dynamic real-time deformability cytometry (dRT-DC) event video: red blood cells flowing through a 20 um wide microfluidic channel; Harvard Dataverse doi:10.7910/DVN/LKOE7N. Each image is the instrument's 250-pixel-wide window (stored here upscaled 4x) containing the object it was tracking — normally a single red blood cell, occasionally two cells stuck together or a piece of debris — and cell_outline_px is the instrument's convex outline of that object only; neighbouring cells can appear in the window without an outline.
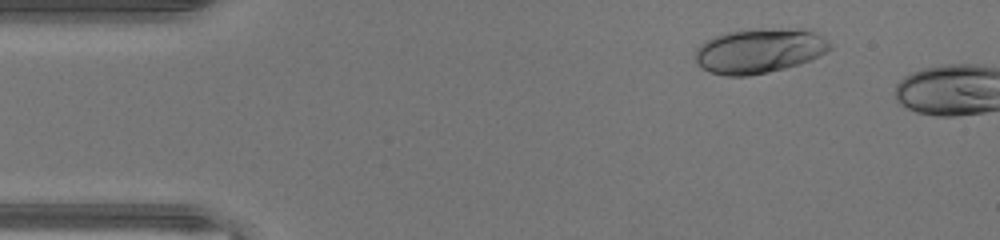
{"species": "human", "species_latin": "Homo sapiens", "temperature_condition": "warm", "stored_images_in_passage": 7, "camera_frame_rate_fps": 3000, "um_per_image_px": 0.085, "donor": {"sex": "male"}, "frame": {"image": 1, "passage_image": 5, "time_ms": 1.333, "image_size_px": [1000, 240], "cell_outline_px": [[832, 48], [800, 64], [768, 72], [748, 76], [724, 76], [708, 72], [700, 68], [696, 60], [696, 48], [704, 40], [728, 32], [760, 28], [812, 28], [824, 36], [832, 44]], "centroid_in_image_um": [64.56, 4.3], "position_along_channel_um": 20.4, "area_um2": 35.66}}